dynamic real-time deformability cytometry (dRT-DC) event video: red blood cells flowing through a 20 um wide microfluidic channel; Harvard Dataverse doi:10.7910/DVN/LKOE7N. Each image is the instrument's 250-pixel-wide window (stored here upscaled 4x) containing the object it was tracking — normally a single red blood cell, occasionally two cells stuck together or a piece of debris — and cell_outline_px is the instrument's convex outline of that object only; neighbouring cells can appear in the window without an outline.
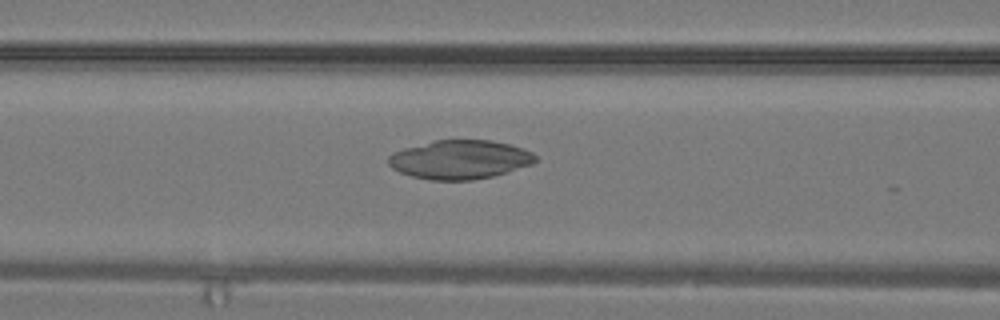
{"species": "common noctule bat (a hibernating species)", "species_latin": "Nyctalus noctula", "temperature_condition": "warm", "stored_images_in_passage": 16, "camera_frame_rate_fps": 3000, "um_per_image_px": 0.085, "animal": {"sex": "male", "body_mass_g": 19.2, "forearm_length_mm": 51.8}, "frame": {"image": 1, "passage_image": 9, "time_ms": 2.667, "image_size_px": [1000, 320], "cell_outline_px": [[536, 160], [532, 164], [492, 176], [472, 180], [432, 180], [412, 176], [400, 172], [392, 168], [388, 164], [388, 156], [392, 152], [404, 148], [436, 140], [492, 140], [508, 144], [532, 152], [536, 156]], "centroid_in_image_um": [39.05, 13.56], "position_along_channel_um": 127.5, "area_um2": 33.06}}
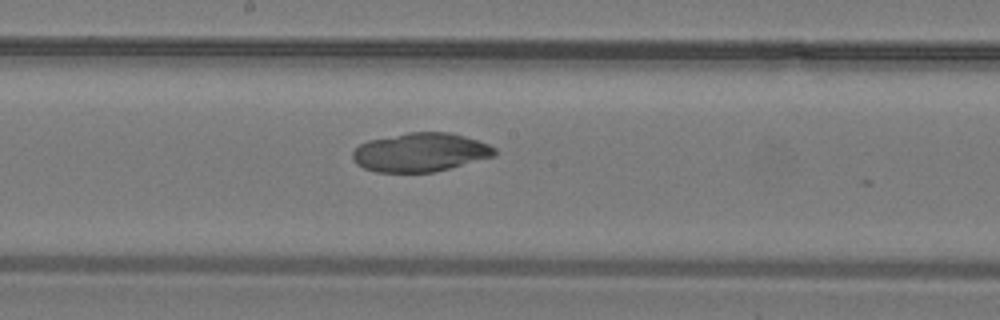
{"frame": {"image": 2, "passage_image": 13, "time_ms": 4.0, "image_size_px": [1000, 320], "cell_outline_px": [[496, 156], [432, 172], [376, 172], [364, 168], [356, 164], [352, 160], [352, 152], [360, 144], [368, 140], [408, 132], [452, 132], [488, 144], [496, 148]], "centroid_in_image_um": [35.71, 12.94], "position_along_channel_um": 212.5, "area_um2": 32.08}}
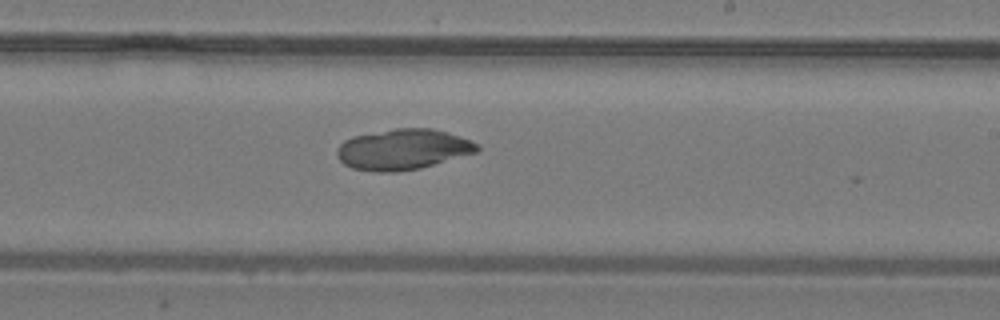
{"frame": {"image": 3, "passage_image": 15, "time_ms": 4.667, "image_size_px": [1000, 320], "cell_outline_px": [[480, 148], [476, 152], [420, 168], [396, 172], [372, 172], [352, 168], [344, 164], [340, 160], [336, 152], [340, 144], [344, 140], [352, 136], [396, 128], [432, 128], [448, 132], [468, 140], [476, 144]], "centroid_in_image_um": [34.2, 12.7], "position_along_channel_um": 254.8, "area_um2": 33.0}}